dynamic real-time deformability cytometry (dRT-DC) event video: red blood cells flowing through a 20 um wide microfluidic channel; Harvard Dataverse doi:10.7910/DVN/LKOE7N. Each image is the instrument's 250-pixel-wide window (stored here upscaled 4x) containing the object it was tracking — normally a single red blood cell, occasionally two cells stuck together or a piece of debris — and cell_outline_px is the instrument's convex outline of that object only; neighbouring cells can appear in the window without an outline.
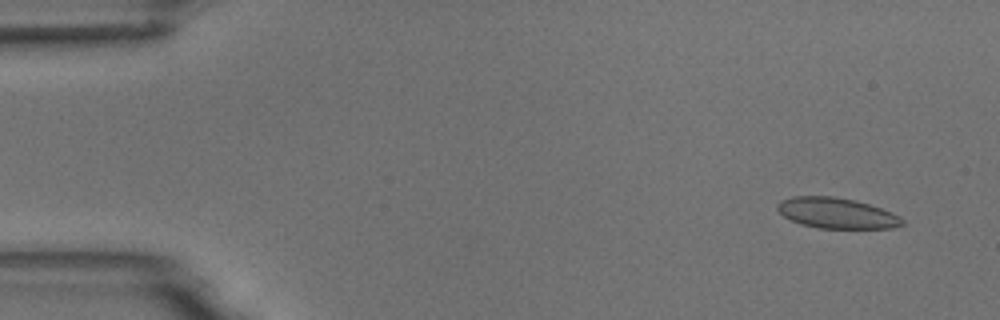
{"species": "common noctule bat (a hibernating species)", "species_latin": "Nyctalus noctula", "temperature_condition": "room temperature", "stored_images_in_passage": 6, "segment_of_instrument_passage": [2, 2], "camera_frame_rate_fps": 3000, "um_per_image_px": 0.085, "animal": {"sex": "male", "body_mass_g": 18.8}, "frame": {"image": 1, "passage_image": 6, "time_ms": 6.0, "image_size_px": [1000, 320], "cell_outline_px": [[904, 224], [892, 228], [820, 228], [800, 224], [784, 216], [776, 208], [776, 204], [780, 200], [792, 196], [832, 196], [852, 200], [868, 204], [880, 208], [900, 216], [904, 220]], "centroid_in_image_um": [71.09, 18.11], "position_along_channel_um": 13.9, "area_um2": 22.14}}